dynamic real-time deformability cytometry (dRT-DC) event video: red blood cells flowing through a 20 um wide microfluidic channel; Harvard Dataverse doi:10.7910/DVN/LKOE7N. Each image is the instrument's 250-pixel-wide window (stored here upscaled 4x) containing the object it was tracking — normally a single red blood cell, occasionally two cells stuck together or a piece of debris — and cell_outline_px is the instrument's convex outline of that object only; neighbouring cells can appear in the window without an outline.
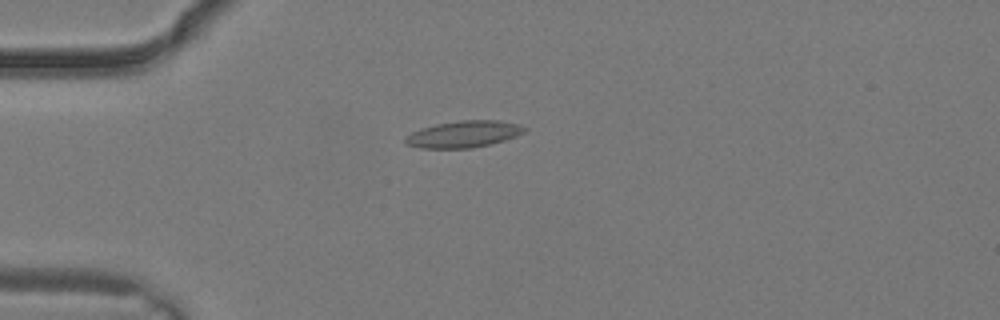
{"species": "common noctule bat (a hibernating species)", "species_latin": "Nyctalus noctula", "temperature_condition": "warm", "stored_images_in_passage": 13, "camera_frame_rate_fps": 3000, "um_per_image_px": 0.085, "animal": {"sex": "male", "body_mass_g": 19.2, "forearm_length_mm": 51.8}, "frame": {"image": 1, "passage_image": 8, "time_ms": 2.333, "image_size_px": [1000, 320], "cell_outline_px": [[528, 128], [524, 132], [516, 136], [504, 140], [472, 148], [420, 148], [404, 144], [404, 136], [420, 128], [436, 124], [460, 120], [496, 120], [516, 124]], "centroid_in_image_um": [39.35, 11.4], "position_along_channel_um": 45.7, "area_um2": 18.5}}
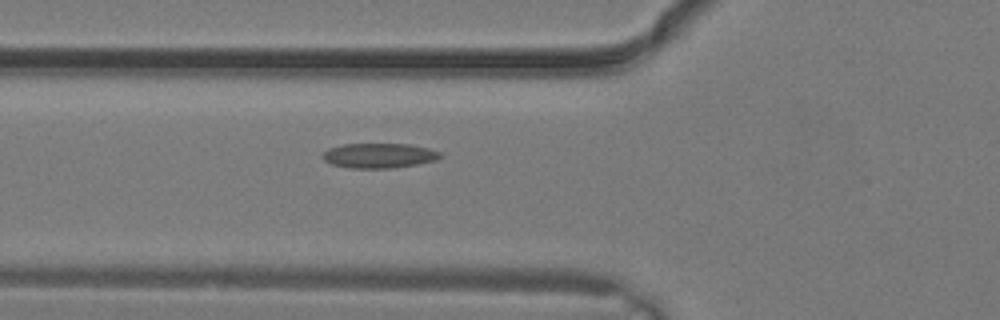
{"frame": {"image": 2, "passage_image": 11, "time_ms": 3.333, "image_size_px": [1000, 320], "cell_outline_px": [[444, 156], [436, 160], [416, 164], [392, 168], [348, 168], [332, 164], [324, 160], [320, 156], [328, 148], [344, 144], [408, 144], [428, 148], [440, 152]], "centroid_in_image_um": [32.21, 13.22], "position_along_channel_um": 93.6, "area_um2": 17.05}}
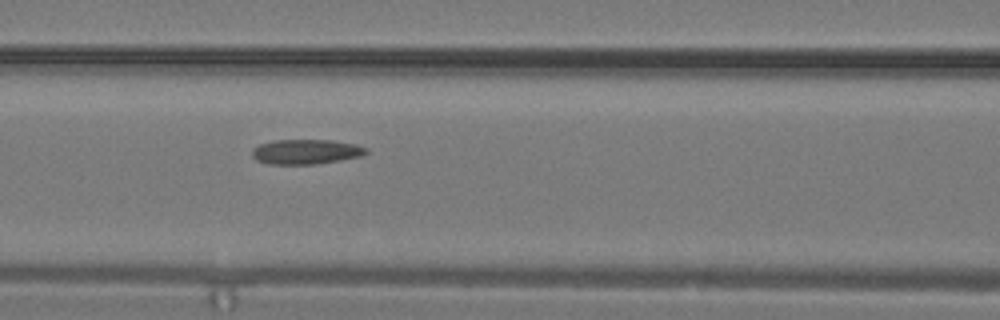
{"frame": {"image": 3, "passage_image": 13, "time_ms": 4.0, "image_size_px": [1000, 320], "cell_outline_px": [[368, 152], [360, 156], [340, 160], [316, 164], [268, 164], [256, 160], [252, 156], [252, 148], [260, 144], [276, 140], [332, 140], [356, 144], [368, 148]], "centroid_in_image_um": [26.0, 12.89], "position_along_channel_um": 140.6, "area_um2": 16.53}}